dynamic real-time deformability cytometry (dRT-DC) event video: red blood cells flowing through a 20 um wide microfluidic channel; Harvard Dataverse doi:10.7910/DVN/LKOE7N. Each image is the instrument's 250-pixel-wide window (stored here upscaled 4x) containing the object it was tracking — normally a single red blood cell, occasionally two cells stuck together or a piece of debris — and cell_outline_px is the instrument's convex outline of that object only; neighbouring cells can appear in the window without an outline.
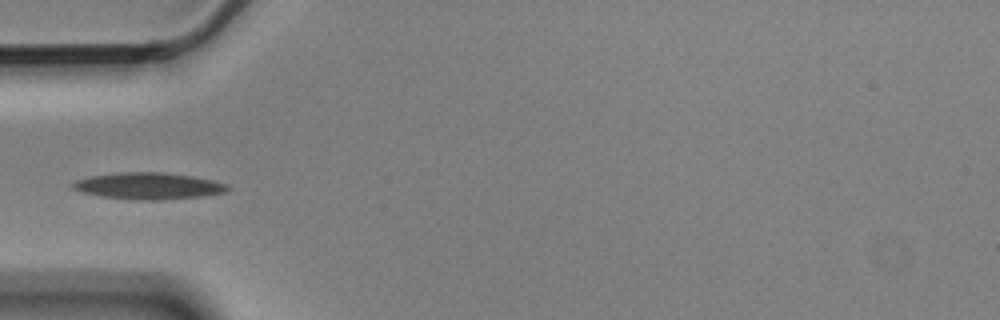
{"species": "Egyptian fruit bat (a non-hibernating species)", "species_latin": "Rousettus aegyptiacus", "temperature_condition": "cold", "stored_images_in_passage": 4, "camera_frame_rate_fps": 3000, "um_per_image_px": 0.085, "animal": {"sex": "male"}, "frame": {"image": 1, "passage_image": 4, "time_ms": 1.0, "image_size_px": [1000, 320], "cell_outline_px": [[232, 188], [228, 192], [204, 196], [156, 200], [140, 200], [100, 196], [80, 192], [72, 188], [68, 184], [76, 180], [92, 176], [120, 172], [164, 172], [192, 176], [212, 180], [228, 184]], "centroid_in_image_um": [12.64, 15.8], "position_along_channel_um": 72.4, "area_um2": 24.22}}